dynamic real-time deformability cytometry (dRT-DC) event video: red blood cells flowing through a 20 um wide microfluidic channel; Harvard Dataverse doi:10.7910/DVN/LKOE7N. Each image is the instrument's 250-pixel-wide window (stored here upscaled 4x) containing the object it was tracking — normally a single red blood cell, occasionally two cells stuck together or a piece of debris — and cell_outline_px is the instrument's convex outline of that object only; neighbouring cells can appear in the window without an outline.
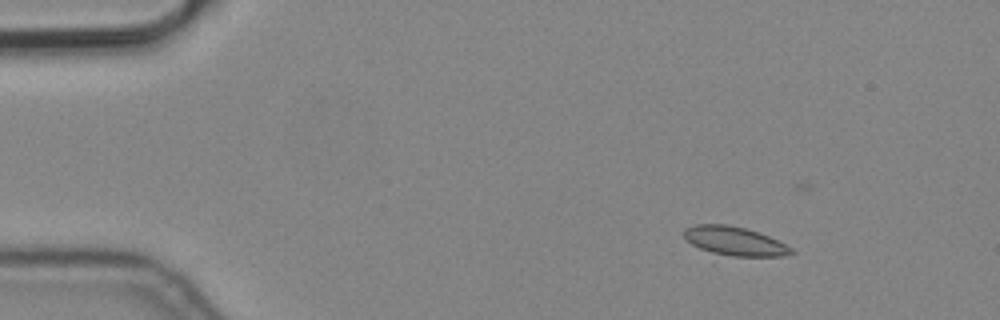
{"species": "common noctule bat (a hibernating species)", "species_latin": "Nyctalus noctula", "temperature_condition": "cold", "stored_images_in_passage": 9, "camera_frame_rate_fps": 3000, "um_per_image_px": 0.085, "animal": {"sex": "male", "body_mass_g": 19.2, "forearm_length_mm": 51.8}, "frame": {"image": 1, "passage_image": 2, "time_ms": 0.333, "image_size_px": [1000, 320], "cell_outline_px": [[796, 252], [784, 256], [732, 256], [712, 252], [700, 248], [692, 244], [684, 236], [684, 228], [696, 224], [728, 224], [744, 228], [768, 236], [792, 248]], "centroid_in_image_um": [62.44, 20.49], "position_along_channel_um": 22.6, "area_um2": 17.74}}
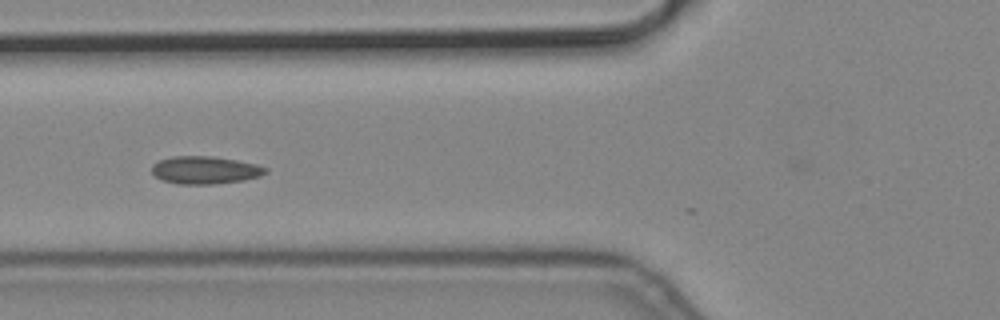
{"frame": {"image": 2, "passage_image": 6, "time_ms": 1.667, "image_size_px": [1000, 320], "cell_outline_px": [[268, 172], [260, 176], [244, 180], [212, 184], [176, 184], [160, 180], [152, 172], [152, 164], [160, 160], [172, 156], [212, 156], [236, 160], [256, 164], [268, 168]], "centroid_in_image_um": [17.42, 14.46], "position_along_channel_um": 108.4, "area_um2": 18.44}}
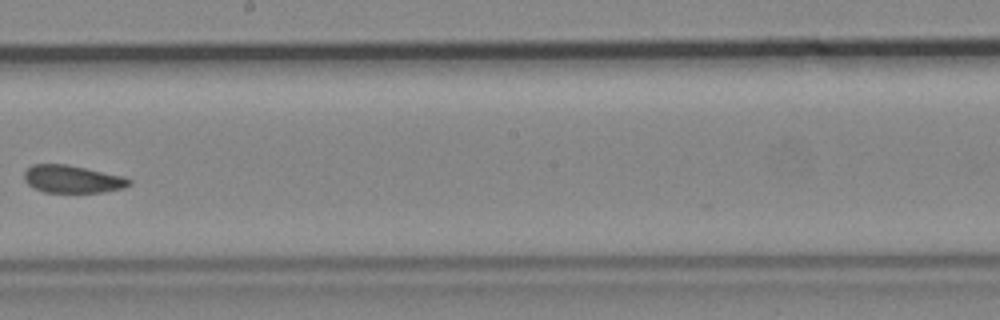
{"frame": {"image": 3, "passage_image": 9, "time_ms": 2.667, "image_size_px": [1000, 320], "cell_outline_px": [[132, 184], [124, 188], [104, 192], [44, 192], [28, 184], [24, 180], [24, 172], [32, 164], [64, 164], [84, 168], [120, 176], [132, 180]], "centroid_in_image_um": [6.14, 15.23], "position_along_channel_um": 242.1, "area_um2": 16.65}}